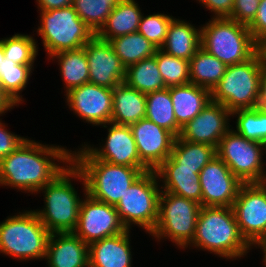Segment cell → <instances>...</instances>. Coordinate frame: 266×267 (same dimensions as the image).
<instances>
[{
    "instance_id": "46",
    "label": "cell",
    "mask_w": 266,
    "mask_h": 267,
    "mask_svg": "<svg viewBox=\"0 0 266 267\" xmlns=\"http://www.w3.org/2000/svg\"><path fill=\"white\" fill-rule=\"evenodd\" d=\"M258 247L260 249H262L263 251V263H264V267H266V241H256L251 247Z\"/></svg>"
},
{
    "instance_id": "38",
    "label": "cell",
    "mask_w": 266,
    "mask_h": 267,
    "mask_svg": "<svg viewBox=\"0 0 266 267\" xmlns=\"http://www.w3.org/2000/svg\"><path fill=\"white\" fill-rule=\"evenodd\" d=\"M173 19L172 15L159 12L148 16L142 14L137 32L160 49L166 40L168 28Z\"/></svg>"
},
{
    "instance_id": "25",
    "label": "cell",
    "mask_w": 266,
    "mask_h": 267,
    "mask_svg": "<svg viewBox=\"0 0 266 267\" xmlns=\"http://www.w3.org/2000/svg\"><path fill=\"white\" fill-rule=\"evenodd\" d=\"M201 26L197 29L186 20L174 18L168 28L166 40L160 48L165 53L190 61L201 48Z\"/></svg>"
},
{
    "instance_id": "17",
    "label": "cell",
    "mask_w": 266,
    "mask_h": 267,
    "mask_svg": "<svg viewBox=\"0 0 266 267\" xmlns=\"http://www.w3.org/2000/svg\"><path fill=\"white\" fill-rule=\"evenodd\" d=\"M102 127L107 128L108 135L104 144L100 146L101 148L88 144L83 146L95 159L113 165H125L139 170H148L140 161L130 126L117 125L110 122Z\"/></svg>"
},
{
    "instance_id": "2",
    "label": "cell",
    "mask_w": 266,
    "mask_h": 267,
    "mask_svg": "<svg viewBox=\"0 0 266 267\" xmlns=\"http://www.w3.org/2000/svg\"><path fill=\"white\" fill-rule=\"evenodd\" d=\"M214 253L227 260H238L252 248L240 234L232 207L202 206L194 238L188 245Z\"/></svg>"
},
{
    "instance_id": "21",
    "label": "cell",
    "mask_w": 266,
    "mask_h": 267,
    "mask_svg": "<svg viewBox=\"0 0 266 267\" xmlns=\"http://www.w3.org/2000/svg\"><path fill=\"white\" fill-rule=\"evenodd\" d=\"M130 230L88 245L89 267H132Z\"/></svg>"
},
{
    "instance_id": "48",
    "label": "cell",
    "mask_w": 266,
    "mask_h": 267,
    "mask_svg": "<svg viewBox=\"0 0 266 267\" xmlns=\"http://www.w3.org/2000/svg\"><path fill=\"white\" fill-rule=\"evenodd\" d=\"M262 152L266 154V137L261 142Z\"/></svg>"
},
{
    "instance_id": "26",
    "label": "cell",
    "mask_w": 266,
    "mask_h": 267,
    "mask_svg": "<svg viewBox=\"0 0 266 267\" xmlns=\"http://www.w3.org/2000/svg\"><path fill=\"white\" fill-rule=\"evenodd\" d=\"M142 14L139 4L135 0H125L112 10L105 24L95 35L102 40L109 41L135 33L138 30Z\"/></svg>"
},
{
    "instance_id": "15",
    "label": "cell",
    "mask_w": 266,
    "mask_h": 267,
    "mask_svg": "<svg viewBox=\"0 0 266 267\" xmlns=\"http://www.w3.org/2000/svg\"><path fill=\"white\" fill-rule=\"evenodd\" d=\"M199 177L202 206L232 207L243 183L218 156L199 172Z\"/></svg>"
},
{
    "instance_id": "7",
    "label": "cell",
    "mask_w": 266,
    "mask_h": 267,
    "mask_svg": "<svg viewBox=\"0 0 266 267\" xmlns=\"http://www.w3.org/2000/svg\"><path fill=\"white\" fill-rule=\"evenodd\" d=\"M50 235L34 210L18 212L0 223V253L20 261L45 259Z\"/></svg>"
},
{
    "instance_id": "37",
    "label": "cell",
    "mask_w": 266,
    "mask_h": 267,
    "mask_svg": "<svg viewBox=\"0 0 266 267\" xmlns=\"http://www.w3.org/2000/svg\"><path fill=\"white\" fill-rule=\"evenodd\" d=\"M0 41L3 43L6 59L17 64L34 65L38 55V45L33 36L17 33Z\"/></svg>"
},
{
    "instance_id": "43",
    "label": "cell",
    "mask_w": 266,
    "mask_h": 267,
    "mask_svg": "<svg viewBox=\"0 0 266 267\" xmlns=\"http://www.w3.org/2000/svg\"><path fill=\"white\" fill-rule=\"evenodd\" d=\"M39 10L60 9L72 5L73 0H36Z\"/></svg>"
},
{
    "instance_id": "32",
    "label": "cell",
    "mask_w": 266,
    "mask_h": 267,
    "mask_svg": "<svg viewBox=\"0 0 266 267\" xmlns=\"http://www.w3.org/2000/svg\"><path fill=\"white\" fill-rule=\"evenodd\" d=\"M108 42L126 68L129 65L154 56L158 49L138 32L113 38Z\"/></svg>"
},
{
    "instance_id": "8",
    "label": "cell",
    "mask_w": 266,
    "mask_h": 267,
    "mask_svg": "<svg viewBox=\"0 0 266 267\" xmlns=\"http://www.w3.org/2000/svg\"><path fill=\"white\" fill-rule=\"evenodd\" d=\"M39 11L41 24L36 32L41 36L49 57L58 52L82 48L95 35L72 5Z\"/></svg>"
},
{
    "instance_id": "12",
    "label": "cell",
    "mask_w": 266,
    "mask_h": 267,
    "mask_svg": "<svg viewBox=\"0 0 266 267\" xmlns=\"http://www.w3.org/2000/svg\"><path fill=\"white\" fill-rule=\"evenodd\" d=\"M85 198L80 205L78 223L73 233L88 245L94 241L125 232L115 206L91 198L86 191L85 179L79 170Z\"/></svg>"
},
{
    "instance_id": "5",
    "label": "cell",
    "mask_w": 266,
    "mask_h": 267,
    "mask_svg": "<svg viewBox=\"0 0 266 267\" xmlns=\"http://www.w3.org/2000/svg\"><path fill=\"white\" fill-rule=\"evenodd\" d=\"M266 65V49L261 48L246 62L228 65L225 74L211 91V101L230 112L258 106L260 77Z\"/></svg>"
},
{
    "instance_id": "49",
    "label": "cell",
    "mask_w": 266,
    "mask_h": 267,
    "mask_svg": "<svg viewBox=\"0 0 266 267\" xmlns=\"http://www.w3.org/2000/svg\"><path fill=\"white\" fill-rule=\"evenodd\" d=\"M258 241H266V231H265L264 235Z\"/></svg>"
},
{
    "instance_id": "29",
    "label": "cell",
    "mask_w": 266,
    "mask_h": 267,
    "mask_svg": "<svg viewBox=\"0 0 266 267\" xmlns=\"http://www.w3.org/2000/svg\"><path fill=\"white\" fill-rule=\"evenodd\" d=\"M216 156L214 146L188 142L178 136L169 158L177 168L195 169V173H199Z\"/></svg>"
},
{
    "instance_id": "28",
    "label": "cell",
    "mask_w": 266,
    "mask_h": 267,
    "mask_svg": "<svg viewBox=\"0 0 266 267\" xmlns=\"http://www.w3.org/2000/svg\"><path fill=\"white\" fill-rule=\"evenodd\" d=\"M226 69L225 63L200 48L189 61L190 83L212 91Z\"/></svg>"
},
{
    "instance_id": "31",
    "label": "cell",
    "mask_w": 266,
    "mask_h": 267,
    "mask_svg": "<svg viewBox=\"0 0 266 267\" xmlns=\"http://www.w3.org/2000/svg\"><path fill=\"white\" fill-rule=\"evenodd\" d=\"M124 82L144 94L167 88L154 56L129 65Z\"/></svg>"
},
{
    "instance_id": "35",
    "label": "cell",
    "mask_w": 266,
    "mask_h": 267,
    "mask_svg": "<svg viewBox=\"0 0 266 267\" xmlns=\"http://www.w3.org/2000/svg\"><path fill=\"white\" fill-rule=\"evenodd\" d=\"M236 116V133L244 138L261 143L266 137V110L256 108L238 109L231 112Z\"/></svg>"
},
{
    "instance_id": "13",
    "label": "cell",
    "mask_w": 266,
    "mask_h": 267,
    "mask_svg": "<svg viewBox=\"0 0 266 267\" xmlns=\"http://www.w3.org/2000/svg\"><path fill=\"white\" fill-rule=\"evenodd\" d=\"M232 209L240 234L252 246L266 231L265 183L242 184Z\"/></svg>"
},
{
    "instance_id": "11",
    "label": "cell",
    "mask_w": 266,
    "mask_h": 267,
    "mask_svg": "<svg viewBox=\"0 0 266 267\" xmlns=\"http://www.w3.org/2000/svg\"><path fill=\"white\" fill-rule=\"evenodd\" d=\"M216 153L243 184L264 183L266 163L263 162L261 143L248 140L230 129L220 139Z\"/></svg>"
},
{
    "instance_id": "14",
    "label": "cell",
    "mask_w": 266,
    "mask_h": 267,
    "mask_svg": "<svg viewBox=\"0 0 266 267\" xmlns=\"http://www.w3.org/2000/svg\"><path fill=\"white\" fill-rule=\"evenodd\" d=\"M65 96L68 108L89 124L103 126L111 122V88L87 83L68 91Z\"/></svg>"
},
{
    "instance_id": "4",
    "label": "cell",
    "mask_w": 266,
    "mask_h": 267,
    "mask_svg": "<svg viewBox=\"0 0 266 267\" xmlns=\"http://www.w3.org/2000/svg\"><path fill=\"white\" fill-rule=\"evenodd\" d=\"M71 179H79V169L73 162L37 192L44 194L45 207L34 212L50 233L73 232L77 226L82 198Z\"/></svg>"
},
{
    "instance_id": "42",
    "label": "cell",
    "mask_w": 266,
    "mask_h": 267,
    "mask_svg": "<svg viewBox=\"0 0 266 267\" xmlns=\"http://www.w3.org/2000/svg\"><path fill=\"white\" fill-rule=\"evenodd\" d=\"M205 9L213 12V18L229 17L231 15L234 0H196ZM215 14V15H214Z\"/></svg>"
},
{
    "instance_id": "44",
    "label": "cell",
    "mask_w": 266,
    "mask_h": 267,
    "mask_svg": "<svg viewBox=\"0 0 266 267\" xmlns=\"http://www.w3.org/2000/svg\"><path fill=\"white\" fill-rule=\"evenodd\" d=\"M14 106H18L11 97L3 90L0 84V116L8 112L10 109L15 108Z\"/></svg>"
},
{
    "instance_id": "23",
    "label": "cell",
    "mask_w": 266,
    "mask_h": 267,
    "mask_svg": "<svg viewBox=\"0 0 266 267\" xmlns=\"http://www.w3.org/2000/svg\"><path fill=\"white\" fill-rule=\"evenodd\" d=\"M170 96L174 106V115L181 129L211 101L210 90L192 83L171 86Z\"/></svg>"
},
{
    "instance_id": "39",
    "label": "cell",
    "mask_w": 266,
    "mask_h": 267,
    "mask_svg": "<svg viewBox=\"0 0 266 267\" xmlns=\"http://www.w3.org/2000/svg\"><path fill=\"white\" fill-rule=\"evenodd\" d=\"M259 2L260 0H234L232 12L228 18L248 26L257 14Z\"/></svg>"
},
{
    "instance_id": "22",
    "label": "cell",
    "mask_w": 266,
    "mask_h": 267,
    "mask_svg": "<svg viewBox=\"0 0 266 267\" xmlns=\"http://www.w3.org/2000/svg\"><path fill=\"white\" fill-rule=\"evenodd\" d=\"M161 191L173 193L186 199L200 203L202 206V189L199 173L195 169L177 168L168 157L156 170Z\"/></svg>"
},
{
    "instance_id": "18",
    "label": "cell",
    "mask_w": 266,
    "mask_h": 267,
    "mask_svg": "<svg viewBox=\"0 0 266 267\" xmlns=\"http://www.w3.org/2000/svg\"><path fill=\"white\" fill-rule=\"evenodd\" d=\"M89 83L113 89L125 81L126 67L108 41L94 35L85 45Z\"/></svg>"
},
{
    "instance_id": "19",
    "label": "cell",
    "mask_w": 266,
    "mask_h": 267,
    "mask_svg": "<svg viewBox=\"0 0 266 267\" xmlns=\"http://www.w3.org/2000/svg\"><path fill=\"white\" fill-rule=\"evenodd\" d=\"M230 117H232L231 112L224 105L210 101L182 128L180 137L188 142L217 148L220 139L230 130Z\"/></svg>"
},
{
    "instance_id": "41",
    "label": "cell",
    "mask_w": 266,
    "mask_h": 267,
    "mask_svg": "<svg viewBox=\"0 0 266 267\" xmlns=\"http://www.w3.org/2000/svg\"><path fill=\"white\" fill-rule=\"evenodd\" d=\"M0 119V160L8 156L18 146H20L26 137H21L11 133L6 128V124L2 123Z\"/></svg>"
},
{
    "instance_id": "20",
    "label": "cell",
    "mask_w": 266,
    "mask_h": 267,
    "mask_svg": "<svg viewBox=\"0 0 266 267\" xmlns=\"http://www.w3.org/2000/svg\"><path fill=\"white\" fill-rule=\"evenodd\" d=\"M45 260L48 267H89L88 244L73 232L51 233Z\"/></svg>"
},
{
    "instance_id": "45",
    "label": "cell",
    "mask_w": 266,
    "mask_h": 267,
    "mask_svg": "<svg viewBox=\"0 0 266 267\" xmlns=\"http://www.w3.org/2000/svg\"><path fill=\"white\" fill-rule=\"evenodd\" d=\"M258 108L266 110V65L262 69L260 77Z\"/></svg>"
},
{
    "instance_id": "36",
    "label": "cell",
    "mask_w": 266,
    "mask_h": 267,
    "mask_svg": "<svg viewBox=\"0 0 266 267\" xmlns=\"http://www.w3.org/2000/svg\"><path fill=\"white\" fill-rule=\"evenodd\" d=\"M165 86H178L190 83L189 61L177 58L157 49L154 55Z\"/></svg>"
},
{
    "instance_id": "1",
    "label": "cell",
    "mask_w": 266,
    "mask_h": 267,
    "mask_svg": "<svg viewBox=\"0 0 266 267\" xmlns=\"http://www.w3.org/2000/svg\"><path fill=\"white\" fill-rule=\"evenodd\" d=\"M71 162L72 150L26 138L13 152L0 160V186L35 194Z\"/></svg>"
},
{
    "instance_id": "3",
    "label": "cell",
    "mask_w": 266,
    "mask_h": 267,
    "mask_svg": "<svg viewBox=\"0 0 266 267\" xmlns=\"http://www.w3.org/2000/svg\"><path fill=\"white\" fill-rule=\"evenodd\" d=\"M72 162L84 176L87 194L112 206H116L134 181L148 171L95 159L83 144L77 152L72 151Z\"/></svg>"
},
{
    "instance_id": "33",
    "label": "cell",
    "mask_w": 266,
    "mask_h": 267,
    "mask_svg": "<svg viewBox=\"0 0 266 267\" xmlns=\"http://www.w3.org/2000/svg\"><path fill=\"white\" fill-rule=\"evenodd\" d=\"M34 65H22L12 60L2 61L0 64V84L3 90L11 97V99L19 106L24 102L20 95L28 84Z\"/></svg>"
},
{
    "instance_id": "24",
    "label": "cell",
    "mask_w": 266,
    "mask_h": 267,
    "mask_svg": "<svg viewBox=\"0 0 266 267\" xmlns=\"http://www.w3.org/2000/svg\"><path fill=\"white\" fill-rule=\"evenodd\" d=\"M111 123L130 126L146 116V94L129 87L125 82L112 89Z\"/></svg>"
},
{
    "instance_id": "10",
    "label": "cell",
    "mask_w": 266,
    "mask_h": 267,
    "mask_svg": "<svg viewBox=\"0 0 266 267\" xmlns=\"http://www.w3.org/2000/svg\"><path fill=\"white\" fill-rule=\"evenodd\" d=\"M201 204L173 193L161 191L158 220L152 236L159 242L168 239L186 249L195 235Z\"/></svg>"
},
{
    "instance_id": "16",
    "label": "cell",
    "mask_w": 266,
    "mask_h": 267,
    "mask_svg": "<svg viewBox=\"0 0 266 267\" xmlns=\"http://www.w3.org/2000/svg\"><path fill=\"white\" fill-rule=\"evenodd\" d=\"M141 163L156 170L170 155L175 136L146 118L130 125Z\"/></svg>"
},
{
    "instance_id": "40",
    "label": "cell",
    "mask_w": 266,
    "mask_h": 267,
    "mask_svg": "<svg viewBox=\"0 0 266 267\" xmlns=\"http://www.w3.org/2000/svg\"><path fill=\"white\" fill-rule=\"evenodd\" d=\"M248 28L256 43L266 48V0H260L257 14Z\"/></svg>"
},
{
    "instance_id": "6",
    "label": "cell",
    "mask_w": 266,
    "mask_h": 267,
    "mask_svg": "<svg viewBox=\"0 0 266 267\" xmlns=\"http://www.w3.org/2000/svg\"><path fill=\"white\" fill-rule=\"evenodd\" d=\"M200 42L203 50L227 66L246 62L261 49L247 25L228 17H212L201 25Z\"/></svg>"
},
{
    "instance_id": "9",
    "label": "cell",
    "mask_w": 266,
    "mask_h": 267,
    "mask_svg": "<svg viewBox=\"0 0 266 267\" xmlns=\"http://www.w3.org/2000/svg\"><path fill=\"white\" fill-rule=\"evenodd\" d=\"M154 170L143 172L115 206L127 230L137 225L152 234L158 220L160 182ZM159 182V183H158Z\"/></svg>"
},
{
    "instance_id": "34",
    "label": "cell",
    "mask_w": 266,
    "mask_h": 267,
    "mask_svg": "<svg viewBox=\"0 0 266 267\" xmlns=\"http://www.w3.org/2000/svg\"><path fill=\"white\" fill-rule=\"evenodd\" d=\"M125 0H73L72 6L81 20L96 34L112 10Z\"/></svg>"
},
{
    "instance_id": "47",
    "label": "cell",
    "mask_w": 266,
    "mask_h": 267,
    "mask_svg": "<svg viewBox=\"0 0 266 267\" xmlns=\"http://www.w3.org/2000/svg\"><path fill=\"white\" fill-rule=\"evenodd\" d=\"M5 60L3 43L0 41V64Z\"/></svg>"
},
{
    "instance_id": "30",
    "label": "cell",
    "mask_w": 266,
    "mask_h": 267,
    "mask_svg": "<svg viewBox=\"0 0 266 267\" xmlns=\"http://www.w3.org/2000/svg\"><path fill=\"white\" fill-rule=\"evenodd\" d=\"M146 119L171 132L176 138L182 129L178 126L174 106L170 96V87L146 94Z\"/></svg>"
},
{
    "instance_id": "27",
    "label": "cell",
    "mask_w": 266,
    "mask_h": 267,
    "mask_svg": "<svg viewBox=\"0 0 266 267\" xmlns=\"http://www.w3.org/2000/svg\"><path fill=\"white\" fill-rule=\"evenodd\" d=\"M51 58L53 61L57 59L61 79L65 83V94L76 87L89 83V66L84 47L58 52L48 57L49 60Z\"/></svg>"
}]
</instances>
